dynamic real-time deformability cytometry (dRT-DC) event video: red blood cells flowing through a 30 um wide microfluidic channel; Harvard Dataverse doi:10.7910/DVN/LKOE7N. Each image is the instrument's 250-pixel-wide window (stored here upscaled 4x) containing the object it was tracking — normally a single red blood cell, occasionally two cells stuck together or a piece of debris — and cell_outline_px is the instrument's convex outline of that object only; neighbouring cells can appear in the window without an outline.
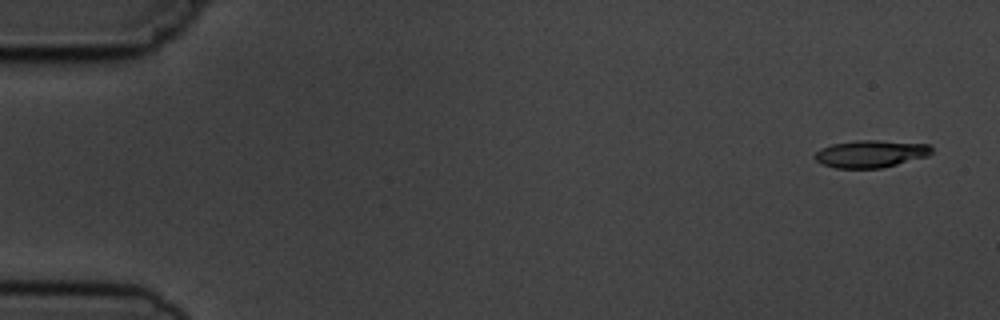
{"species": "common noctule bat (a hibernating species)", "species_latin": "Nyctalus noctula", "temperature_condition": "cold", "stored_images_in_passage": 5, "camera_frame_rate_fps": 3000, "um_per_image_px": 0.085, "animal": {"sex": "male", "body_mass_g": 19.5, "forearm_length_mm": 54.6}, "frame": {"image": 1, "passage_image": 1, "time_ms": 0.0, "image_size_px": [1000, 320], "cell_outline_px": [[932, 152], [928, 156], [880, 168], [836, 168], [824, 164], [816, 160], [812, 156], [820, 148], [832, 144], [856, 140], [880, 140], [928, 144], [932, 148]], "centroid_in_image_um": [73.99, 13.06], "position_along_channel_um": 11.0, "area_um2": 18.55}}
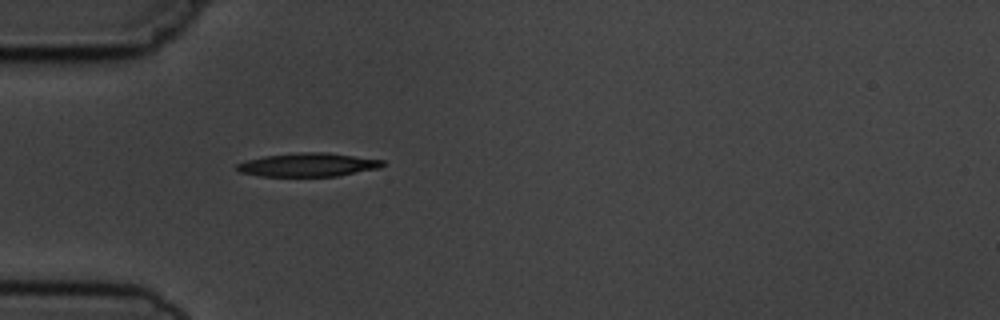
{"frame": {"image": 2, "passage_image": 5, "time_ms": 4.667, "image_size_px": [1000, 320], "cell_outline_px": [[384, 164], [380, 168], [336, 176], [260, 176], [240, 172], [236, 168], [236, 164], [248, 160], [264, 156], [304, 152], [328, 152], [384, 160]], "centroid_in_image_um": [26.21, 14.0], "position_along_channel_um": 58.8, "area_um2": 19.88}}